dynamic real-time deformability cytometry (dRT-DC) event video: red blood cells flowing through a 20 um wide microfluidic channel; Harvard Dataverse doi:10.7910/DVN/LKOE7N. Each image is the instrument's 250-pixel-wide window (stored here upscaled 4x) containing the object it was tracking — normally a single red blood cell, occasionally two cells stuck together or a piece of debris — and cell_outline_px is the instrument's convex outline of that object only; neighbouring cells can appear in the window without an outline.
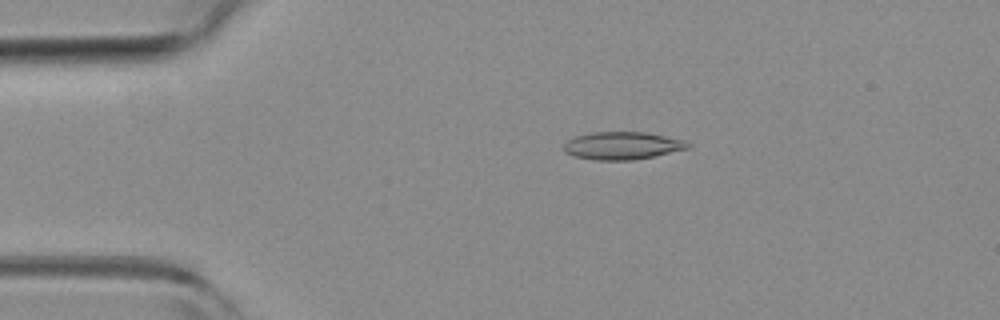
{"species": "common noctule bat (a hibernating species)", "species_latin": "Nyctalus noctula", "temperature_condition": "room temperature", "stored_images_in_passage": 52, "camera_frame_rate_fps": 3000, "um_per_image_px": 0.085, "animal": {"sex": "female", "body_mass_g": 19.3, "forearm_length_mm": 54.1}, "frame": {"image": 1, "passage_image": 10, "time_ms": 3.0, "image_size_px": [1000, 320], "cell_outline_px": [[692, 144], [688, 148], [652, 156], [632, 160], [596, 160], [572, 156], [564, 152], [564, 144], [568, 140], [576, 136], [592, 132], [644, 132], [684, 140]], "centroid_in_image_um": [52.86, 12.38], "position_along_channel_um": 32.1, "area_um2": 19.83}}
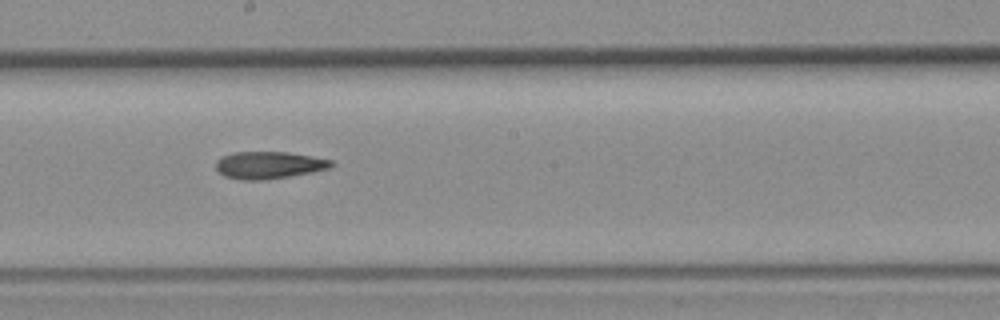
{"frame": {"image": 2, "passage_image": 28, "time_ms": 9.0, "image_size_px": [1000, 320], "cell_outline_px": [[336, 164], [332, 168], [312, 172], [268, 180], [240, 180], [224, 176], [216, 168], [216, 160], [220, 156], [232, 152], [288, 152], [312, 156], [332, 160]], "centroid_in_image_um": [22.87, 14.03], "position_along_channel_um": 225.3, "area_um2": 18.61}}
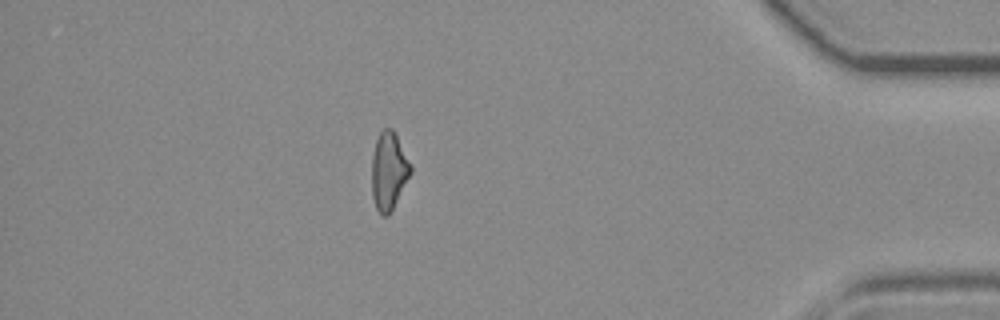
{"frame": {"image": 3, "passage_image": 45, "time_ms": 14.667, "image_size_px": [1000, 320], "cell_outline_px": [[412, 172], [388, 216], [384, 216], [376, 208], [372, 196], [372, 156], [376, 140], [380, 132], [384, 128], [392, 128], [412, 164]], "centroid_in_image_um": [33.05, 14.51], "position_along_channel_um": 402.1, "area_um2": 17.51}, "authors_computed_cell_mechanics": {"area_um2": 18.6405, "velocity_mm_per_s": 3.9482, "shape_relaxation_time_tau1_ms": null, "shape_relaxation_time_tau2_ms": 8.3241, "deformation_change_tau1": null, "deformation_change_tau2": 0.223}}